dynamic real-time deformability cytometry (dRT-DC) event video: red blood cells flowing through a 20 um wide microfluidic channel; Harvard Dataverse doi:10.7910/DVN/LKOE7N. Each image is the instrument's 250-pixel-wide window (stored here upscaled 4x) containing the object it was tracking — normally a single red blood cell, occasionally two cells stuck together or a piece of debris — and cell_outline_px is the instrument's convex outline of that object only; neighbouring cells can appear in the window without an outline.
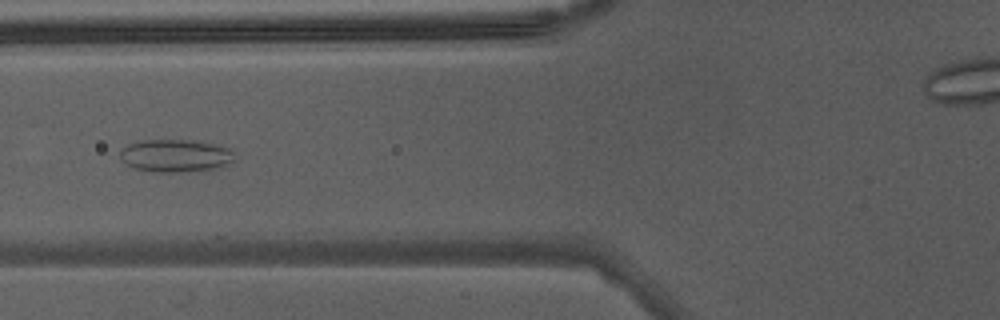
{"species": "Egyptian fruit bat (a non-hibernating species)", "species_latin": "Rousettus aegyptiacus", "temperature_condition": "warm", "stored_images_in_passage": 42, "camera_frame_rate_fps": 3000, "um_per_image_px": 0.085, "animal": {"sex": "male"}, "frame": {"image": 1, "passage_image": 13, "time_ms": 4.0, "image_size_px": [1000, 320], "cell_outline_px": [[232, 164], [220, 168], [180, 172], [152, 172], [136, 168], [120, 160], [120, 148], [128, 144], [140, 140], [192, 140], [232, 148]], "centroid_in_image_um": [14.91, 13.23], "position_along_channel_um": 110.9, "area_um2": 21.96}}